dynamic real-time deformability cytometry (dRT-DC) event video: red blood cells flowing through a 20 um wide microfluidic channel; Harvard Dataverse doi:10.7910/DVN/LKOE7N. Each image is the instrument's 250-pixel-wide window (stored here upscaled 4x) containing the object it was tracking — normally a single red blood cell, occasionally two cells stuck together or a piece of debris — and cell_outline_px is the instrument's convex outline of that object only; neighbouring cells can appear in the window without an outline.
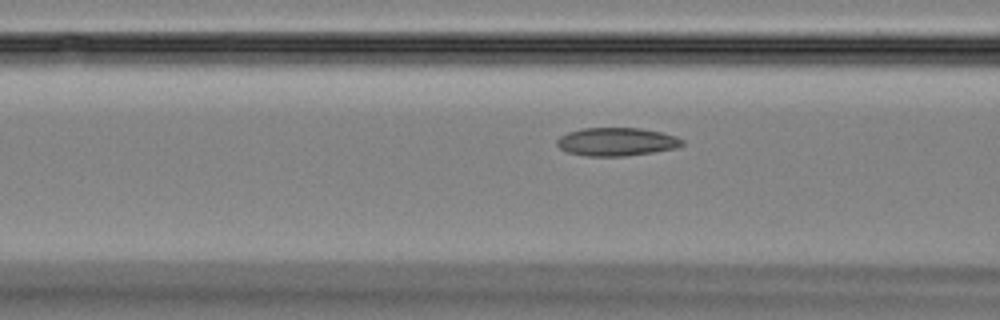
{"species": "Egyptian fruit bat (a non-hibernating species)", "species_latin": "Rousettus aegyptiacus", "temperature_condition": "room temperature", "stored_images_in_passage": 35, "camera_frame_rate_fps": 3000, "um_per_image_px": 0.085, "animal": {"sex": "female"}, "frame": {"image": 1, "passage_image": 13, "time_ms": 4.0, "image_size_px": [1000, 320], "cell_outline_px": [[684, 144], [676, 148], [652, 152], [624, 156], [588, 156], [568, 152], [560, 148], [556, 144], [556, 140], [560, 136], [568, 132], [580, 128], [640, 128], [660, 132], [676, 136], [684, 140]], "centroid_in_image_um": [52.4, 12.04], "position_along_channel_um": 114.2, "area_um2": 20.58}}
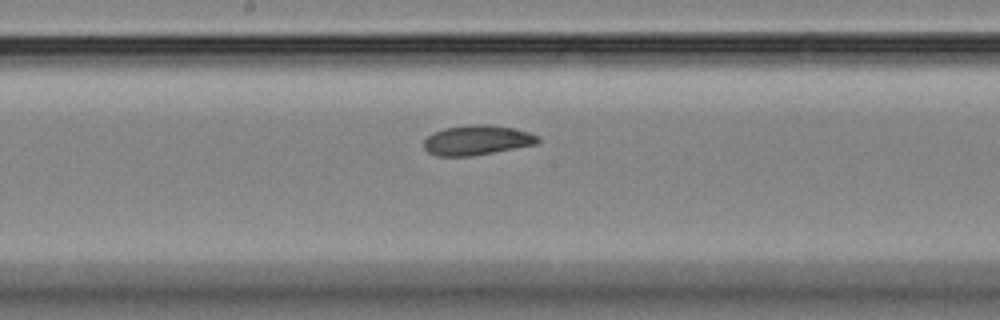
{"frame": {"image": 2, "passage_image": 20, "time_ms": 6.333, "image_size_px": [1000, 320], "cell_outline_px": [[540, 140], [536, 144], [472, 156], [436, 156], [428, 152], [424, 148], [424, 140], [432, 132], [444, 128], [472, 124], [488, 124], [512, 128], [528, 132], [540, 136]], "centroid_in_image_um": [40.52, 11.91], "position_along_channel_um": 207.7, "area_um2": 19.83}}
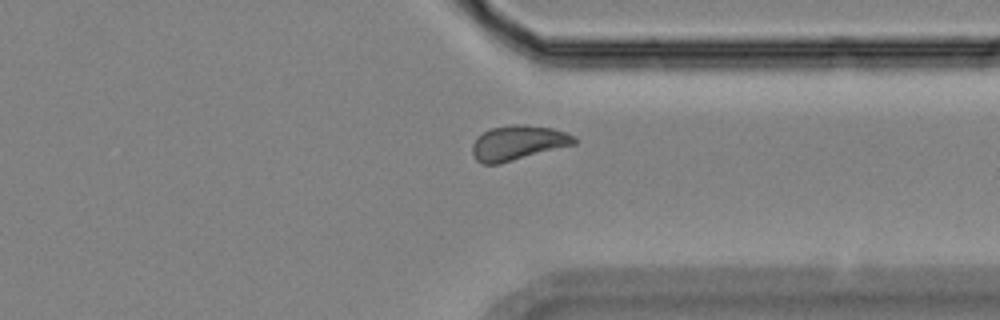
{"frame": {"image": 3, "passage_image": 32, "time_ms": 10.333, "image_size_px": [1000, 320], "cell_outline_px": [[576, 144], [500, 164], [480, 164], [472, 156], [472, 144], [484, 132], [492, 128], [512, 124], [520, 124], [552, 128], [576, 136]], "centroid_in_image_um": [44.03, 12.16], "position_along_channel_um": 367.4, "area_um2": 20.63}}